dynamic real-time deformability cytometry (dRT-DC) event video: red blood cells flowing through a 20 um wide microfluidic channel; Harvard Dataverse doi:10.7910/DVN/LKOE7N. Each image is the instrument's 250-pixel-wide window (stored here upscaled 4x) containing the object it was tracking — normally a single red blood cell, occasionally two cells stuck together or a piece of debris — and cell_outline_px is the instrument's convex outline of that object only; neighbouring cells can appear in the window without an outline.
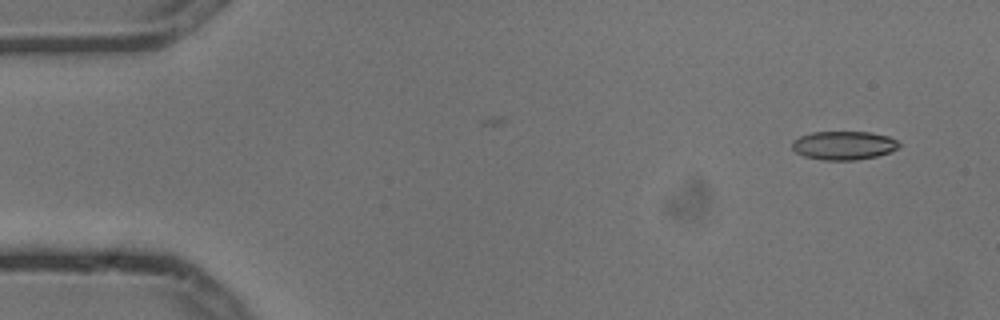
{"species": "common noctule bat (a hibernating species)", "species_latin": "Nyctalus noctula", "temperature_condition": "cold", "stored_images_in_passage": 5, "camera_frame_rate_fps": 3000, "um_per_image_px": 0.085, "animal": {"sex": "male", "body_mass_g": 13.3}, "frame": {"image": 1, "passage_image": 1, "time_ms": 0.0, "image_size_px": [1000, 320], "cell_outline_px": [[900, 144], [896, 148], [888, 152], [876, 156], [856, 160], [824, 160], [804, 156], [796, 152], [792, 148], [792, 140], [800, 136], [812, 132], [872, 132], [888, 136], [896, 140]], "centroid_in_image_um": [71.68, 12.35], "position_along_channel_um": 13.3, "area_um2": 17.74}}
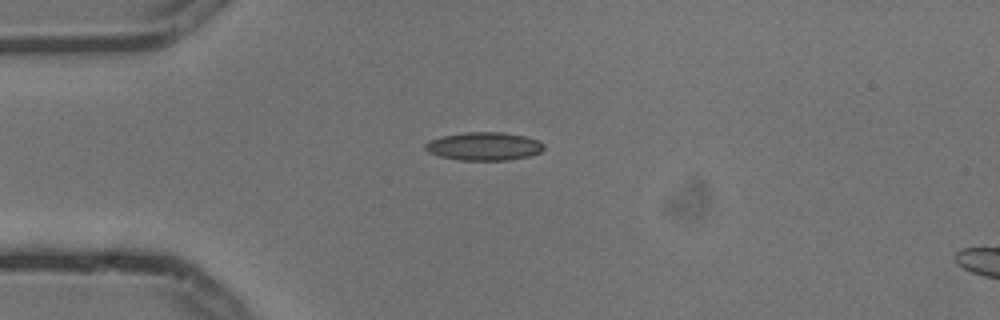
{"frame": {"image": 2, "passage_image": 4, "time_ms": 1.0, "image_size_px": [1000, 320], "cell_outline_px": [[544, 148], [540, 152], [528, 156], [508, 160], [460, 160], [440, 156], [428, 152], [424, 148], [424, 144], [432, 140], [444, 136], [464, 132], [504, 132], [524, 136], [540, 140], [544, 144]], "centroid_in_image_um": [41.17, 12.43], "position_along_channel_um": 43.8, "area_um2": 19.42}}